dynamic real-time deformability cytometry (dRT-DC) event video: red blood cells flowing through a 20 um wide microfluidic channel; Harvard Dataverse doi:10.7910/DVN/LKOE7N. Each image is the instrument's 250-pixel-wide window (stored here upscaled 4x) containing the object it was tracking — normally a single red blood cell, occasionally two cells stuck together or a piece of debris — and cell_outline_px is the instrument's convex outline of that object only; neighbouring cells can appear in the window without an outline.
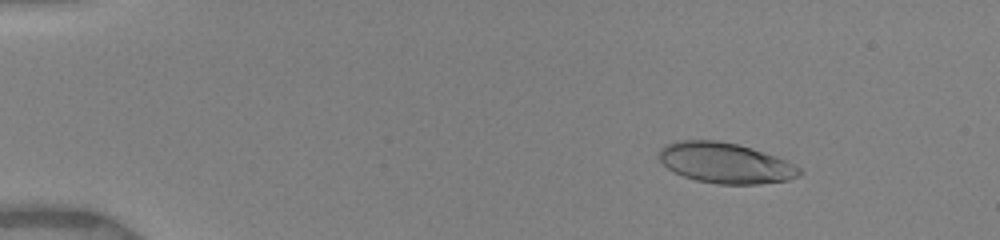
{"species": "human", "species_latin": "Homo sapiens", "temperature_condition": "warm", "stored_images_in_passage": 25, "camera_frame_rate_fps": 3000, "um_per_image_px": 0.085, "donor": {"sex": "female"}, "frame": {"image": 1, "passage_image": 9, "time_ms": 2.333, "image_size_px": [1000, 240], "cell_outline_px": [[804, 172], [800, 176], [788, 180], [760, 184], [716, 184], [696, 180], [672, 172], [656, 156], [660, 148], [664, 144], [676, 140], [716, 140], [736, 144], [752, 148], [776, 156], [800, 168]], "centroid_in_image_um": [61.62, 13.85], "position_along_channel_um": 23.4, "area_um2": 33.41}}
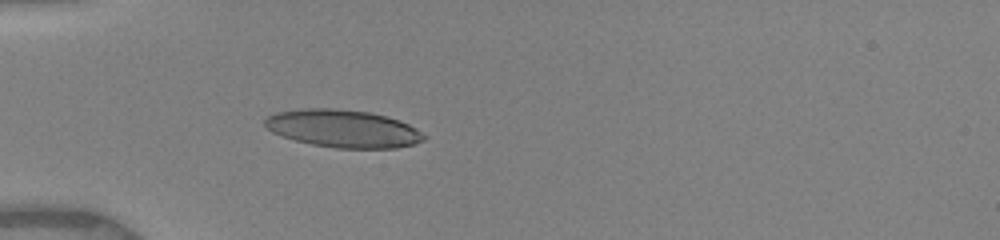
{"frame": {"image": 2, "passage_image": 22, "time_ms": 5.333, "image_size_px": [1000, 240], "cell_outline_px": [[428, 136], [424, 140], [416, 144], [396, 148], [336, 148], [312, 144], [296, 140], [272, 132], [264, 124], [264, 120], [268, 116], [276, 112], [304, 108], [332, 108], [368, 112], [400, 120], [416, 128]], "centroid_in_image_um": [29.2, 10.93], "position_along_channel_um": 55.8, "area_um2": 34.85}}